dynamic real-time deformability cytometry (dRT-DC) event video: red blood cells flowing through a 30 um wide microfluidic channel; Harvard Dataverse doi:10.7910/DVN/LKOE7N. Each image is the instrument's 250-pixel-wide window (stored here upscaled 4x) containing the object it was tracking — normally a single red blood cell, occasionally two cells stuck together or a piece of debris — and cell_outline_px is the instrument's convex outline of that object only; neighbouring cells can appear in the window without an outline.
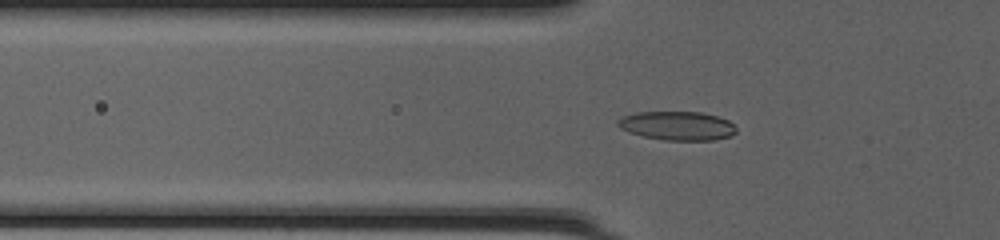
{"species": "common noctule bat (a hibernating species)", "species_latin": "Nyctalus noctula", "temperature_condition": "cold", "stored_images_in_passage": 51, "camera_frame_rate_fps": 3000, "um_per_image_px": 0.085, "animal": {"sex": "female", "body_mass_g": 20.0, "forearm_length_mm": 54.0}, "frame": {"image": 1, "passage_image": 19, "time_ms": 6.0, "image_size_px": [1000, 240], "cell_outline_px": [[736, 132], [732, 136], [716, 140], [664, 140], [644, 136], [628, 132], [620, 128], [616, 124], [616, 120], [624, 116], [636, 112], [700, 112], [716, 116], [728, 120], [736, 128]], "centroid_in_image_um": [57.56, 10.69], "position_along_channel_um": 68.2, "area_um2": 19.94}}
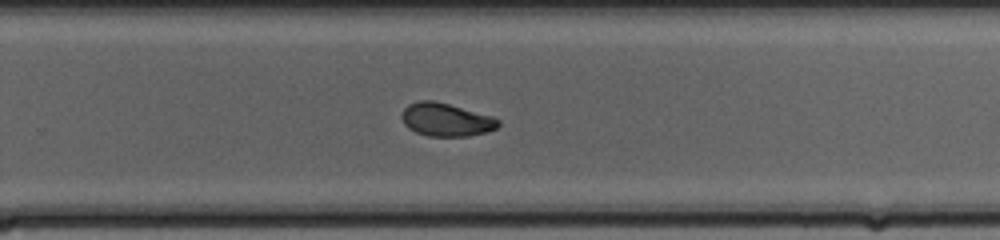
{"frame": {"image": 2, "passage_image": 35, "time_ms": 11.333, "image_size_px": [1000, 240], "cell_outline_px": [[500, 124], [496, 128], [484, 132], [468, 136], [428, 136], [416, 132], [408, 128], [404, 124], [400, 116], [404, 108], [408, 104], [420, 100], [432, 100], [448, 104], [492, 116], [500, 120]], "centroid_in_image_um": [37.88, 10.17], "position_along_channel_um": 291.9, "area_um2": 18.55}}
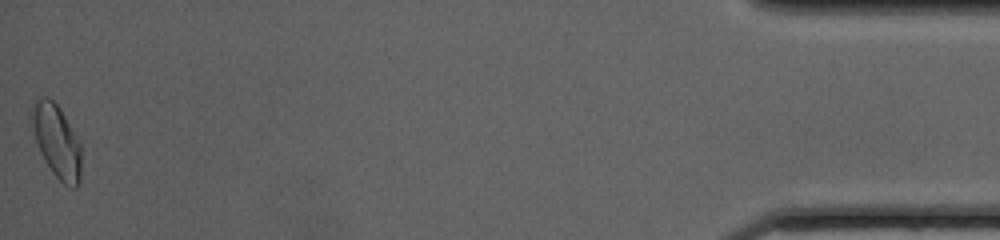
{"frame": {"image": 3, "passage_image": 51, "time_ms": 16.667, "image_size_px": [1000, 240], "cell_outline_px": [[80, 180], [76, 188], [72, 188], [64, 184], [52, 172], [40, 152], [28, 116], [28, 112], [32, 100], [40, 96], [48, 96], [60, 108], [80, 144]], "centroid_in_image_um": [4.75, 11.92], "position_along_channel_um": 430.5, "area_um2": 21.27}, "authors_computed_cell_mechanics": {"area_um2": 18.9584, "velocity_mm_per_s": 4.234, "shape_relaxation_time_tau1_ms": 5.1304, "shape_relaxation_time_tau2_ms": 2.141, "deformation_change_tau1": 0.145, "deformation_change_tau2": 0.0649}}